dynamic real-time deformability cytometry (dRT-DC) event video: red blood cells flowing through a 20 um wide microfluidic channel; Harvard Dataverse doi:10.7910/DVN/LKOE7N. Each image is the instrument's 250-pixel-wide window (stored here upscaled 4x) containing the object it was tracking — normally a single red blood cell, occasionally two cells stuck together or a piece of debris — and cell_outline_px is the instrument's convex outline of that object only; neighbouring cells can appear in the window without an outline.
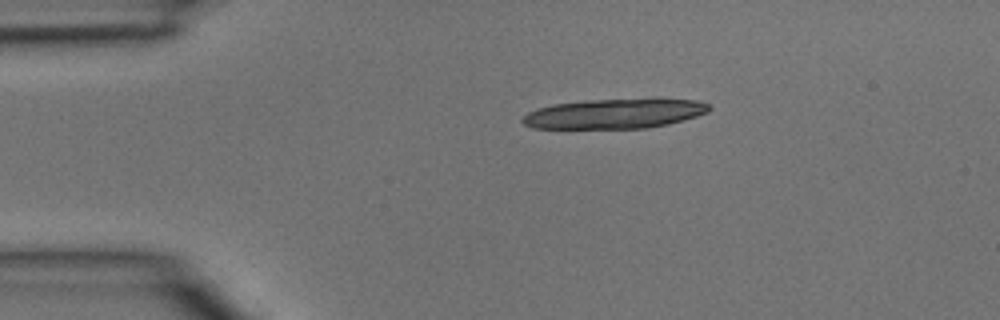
{"species": "common noctule bat (a hibernating species)", "species_latin": "Nyctalus noctula", "temperature_condition": "room temperature", "stored_images_in_passage": 2, "camera_frame_rate_fps": 3000, "um_per_image_px": 0.085, "animal": {"sex": "male", "body_mass_g": 15.6}, "frame": {"image": 1, "passage_image": 1, "time_ms": 0.0, "image_size_px": [1000, 320], "cell_outline_px": [[712, 108], [708, 112], [696, 116], [668, 124], [648, 128], [532, 128], [524, 124], [520, 120], [528, 112], [552, 104], [588, 100], [656, 96], [700, 100], [708, 104]], "centroid_in_image_um": [52.35, 9.61], "position_along_channel_um": 32.7, "area_um2": 33.41}}